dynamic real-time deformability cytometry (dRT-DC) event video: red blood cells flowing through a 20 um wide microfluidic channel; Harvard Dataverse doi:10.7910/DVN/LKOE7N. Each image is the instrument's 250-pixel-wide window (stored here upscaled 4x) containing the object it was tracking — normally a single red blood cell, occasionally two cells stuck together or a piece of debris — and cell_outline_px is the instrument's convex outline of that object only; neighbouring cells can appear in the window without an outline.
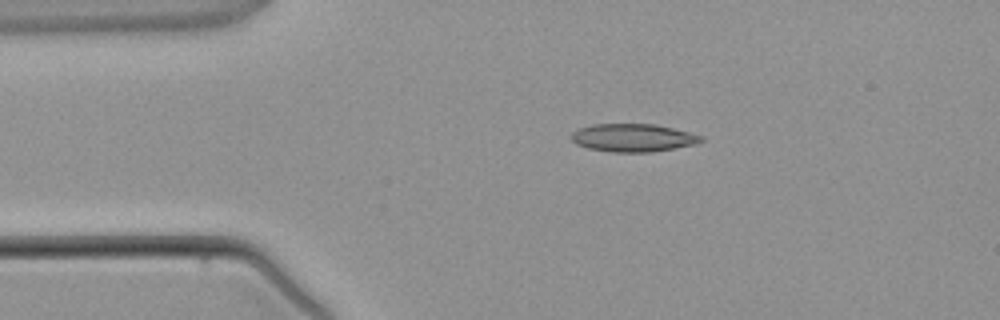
{"species": "common noctule bat (a hibernating species)", "species_latin": "Nyctalus noctula", "temperature_condition": "warm", "stored_images_in_passage": 2, "camera_frame_rate_fps": 3000, "um_per_image_px": 0.085, "animal": {"sex": "male", "body_mass_g": 21.5, "forearm_length_mm": 52.0}, "frame": {"image": 1, "passage_image": 2, "time_ms": 1.667, "image_size_px": [1000, 320], "cell_outline_px": [[704, 140], [696, 144], [648, 152], [612, 152], [588, 148], [576, 144], [572, 140], [572, 132], [580, 128], [592, 124], [656, 124], [704, 136]], "centroid_in_image_um": [53.81, 11.7], "position_along_channel_um": 31.2, "area_um2": 20.98}}